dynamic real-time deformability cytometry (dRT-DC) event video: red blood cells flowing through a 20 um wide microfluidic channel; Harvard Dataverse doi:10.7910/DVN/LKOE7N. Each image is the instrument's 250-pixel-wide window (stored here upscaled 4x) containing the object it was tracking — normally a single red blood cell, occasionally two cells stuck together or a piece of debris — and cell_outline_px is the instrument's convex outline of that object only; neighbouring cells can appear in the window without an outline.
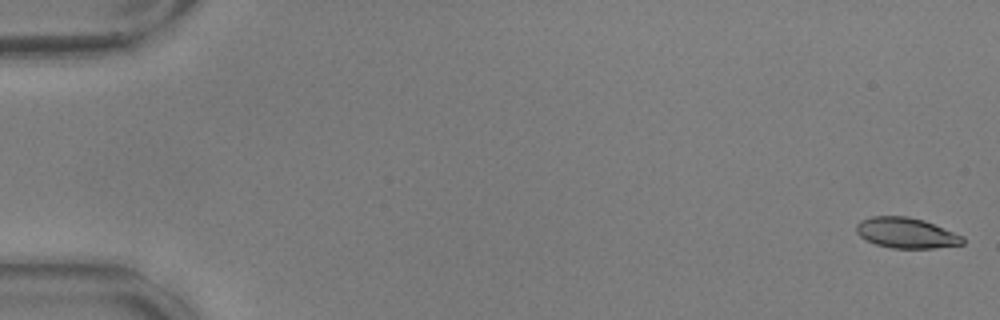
{"species": "common noctule bat (a hibernating species)", "species_latin": "Nyctalus noctula", "temperature_condition": "warm", "stored_images_in_passage": 56, "camera_frame_rate_fps": 3000, "um_per_image_px": 0.085, "animal": {"sex": "male", "body_mass_g": 17.9, "forearm_length_mm": 54.2}, "frame": {"image": 1, "passage_image": 1, "time_ms": 0.0, "image_size_px": [1000, 320], "cell_outline_px": [[964, 244], [932, 248], [892, 248], [876, 244], [860, 236], [856, 232], [856, 224], [860, 220], [872, 216], [908, 216], [924, 220], [964, 236]], "centroid_in_image_um": [77.03, 19.79], "position_along_channel_um": 8.0, "area_um2": 18.9}}
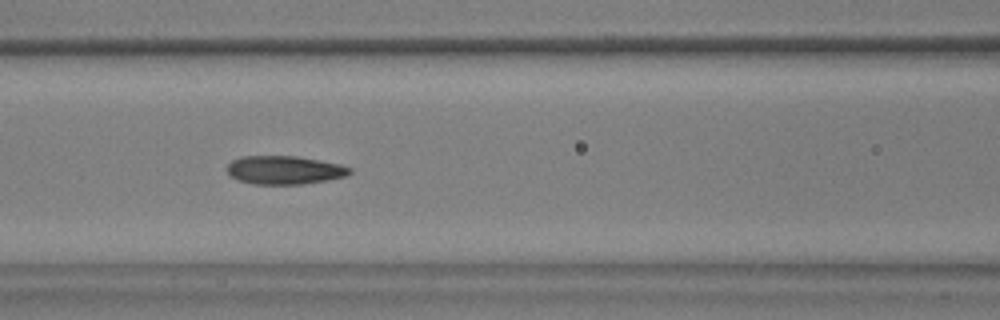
{"frame": {"image": 2, "passage_image": 25, "time_ms": 8.0, "image_size_px": [1000, 320], "cell_outline_px": [[352, 172], [344, 176], [328, 180], [300, 184], [252, 184], [236, 180], [228, 172], [228, 164], [232, 160], [240, 156], [296, 156], [340, 164], [352, 168]], "centroid_in_image_um": [24.16, 14.45], "position_along_channel_um": 142.4, "area_um2": 20.29}}
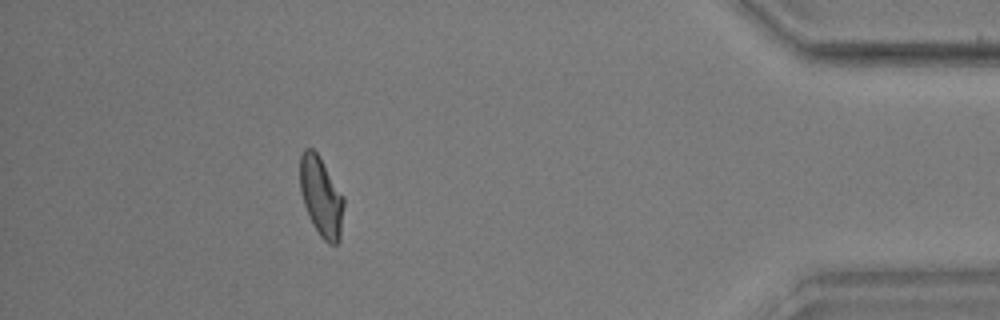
{"frame": {"image": 3, "passage_image": 51, "time_ms": 16.667, "image_size_px": [1000, 320], "cell_outline_px": [[344, 204], [340, 240], [336, 244], [328, 244], [320, 236], [312, 224], [304, 204], [300, 192], [300, 156], [304, 148], [312, 148], [320, 156], [344, 196]], "centroid_in_image_um": [27.3, 16.71], "position_along_channel_um": 407.9, "area_um2": 20.52}, "authors_computed_cell_mechanics": {"area_um2": 20.0277, "velocity_mm_per_s": 3.6011, "shape_relaxation_time_tau1_ms": 7.8384, "shape_relaxation_time_tau2_ms": 1.5933, "deformation_change_tau1": 0.191, "deformation_change_tau2": 0.0778}}